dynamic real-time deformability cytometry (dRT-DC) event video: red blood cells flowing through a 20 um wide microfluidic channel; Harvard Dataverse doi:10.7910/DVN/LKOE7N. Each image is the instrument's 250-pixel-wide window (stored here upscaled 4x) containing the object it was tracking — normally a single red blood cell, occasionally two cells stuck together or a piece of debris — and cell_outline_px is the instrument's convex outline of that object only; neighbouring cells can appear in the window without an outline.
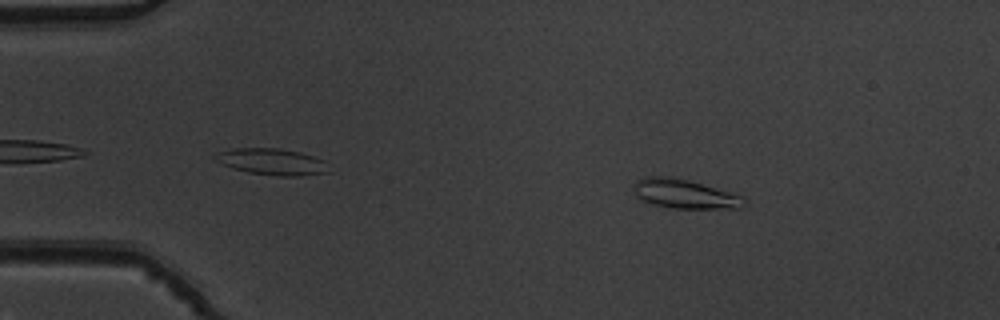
{"species": "common noctule bat (a hibernating species)", "species_latin": "Nyctalus noctula", "temperature_condition": "warm", "stored_images_in_passage": 47, "camera_frame_rate_fps": 3000, "um_per_image_px": 0.085, "animal": {"sex": "male", "body_mass_g": 19.5, "forearm_length_mm": 54.6}, "frame": {"image": 1, "passage_image": 10, "time_ms": 3.0, "image_size_px": [1000, 320], "cell_outline_px": [[744, 204], [740, 208], [672, 208], [652, 204], [640, 200], [636, 196], [636, 180], [644, 176], [664, 176], [688, 180], [728, 192], [740, 196]], "centroid_in_image_um": [58.11, 16.49], "position_along_channel_um": 26.9, "area_um2": 18.21}}
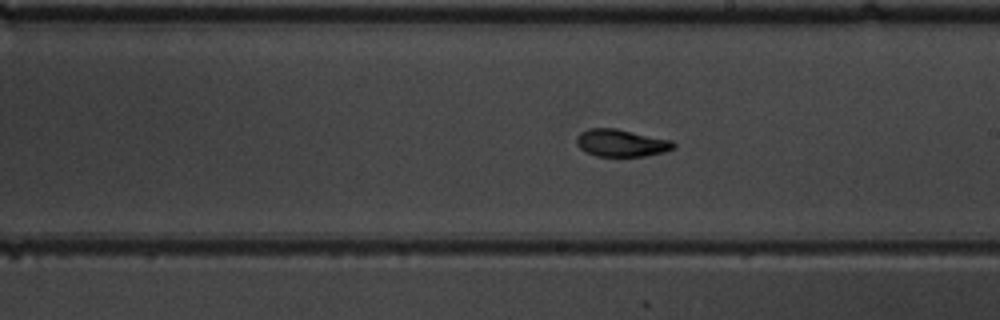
{"frame": {"image": 2, "passage_image": 32, "time_ms": 10.333, "image_size_px": [1000, 320], "cell_outline_px": [[676, 148], [664, 152], [644, 156], [596, 156], [584, 152], [576, 144], [576, 136], [580, 132], [588, 128], [616, 128], [672, 140], [676, 144]], "centroid_in_image_um": [52.79, 12.15], "position_along_channel_um": 236.2, "area_um2": 15.66}}
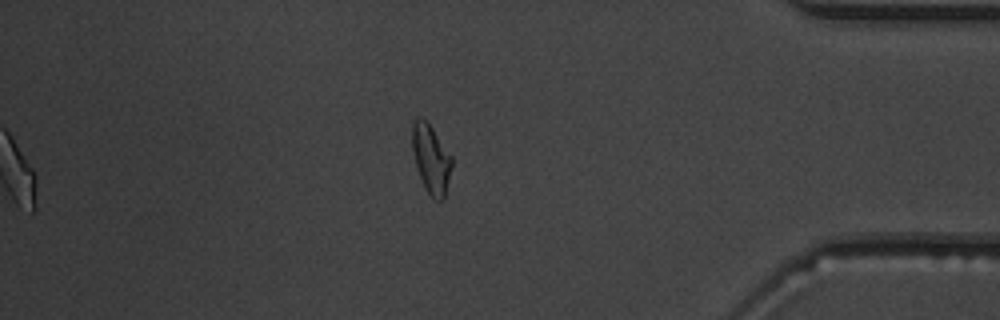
{"frame": {"image": 3, "passage_image": 47, "time_ms": 15.333, "image_size_px": [1000, 320], "cell_outline_px": [[452, 164], [444, 200], [436, 200], [428, 192], [420, 176], [416, 164], [412, 148], [412, 124], [420, 116], [428, 120], [452, 156]], "centroid_in_image_um": [36.65, 13.45], "position_along_channel_um": 398.5, "area_um2": 15.78}, "authors_computed_cell_mechanics": {"area_um2": 15.8372, "velocity_mm_per_s": 3.8626, "shape_relaxation_time_tau1_ms": 6.3369, "shape_relaxation_time_tau2_ms": 1.9034, "deformation_change_tau1": 0.2319, "deformation_change_tau2": 0.0825}}